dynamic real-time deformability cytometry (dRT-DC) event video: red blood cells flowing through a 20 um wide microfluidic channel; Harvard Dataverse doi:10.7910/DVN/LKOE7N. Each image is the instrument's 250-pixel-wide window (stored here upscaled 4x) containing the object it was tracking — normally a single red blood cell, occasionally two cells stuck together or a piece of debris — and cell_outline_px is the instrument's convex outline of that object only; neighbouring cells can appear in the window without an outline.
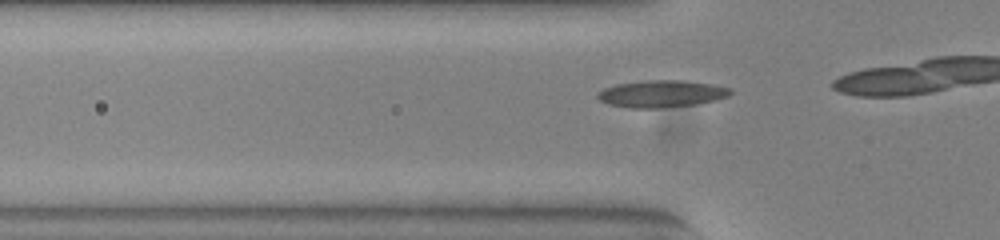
{"species": "common noctule bat (a hibernating species)", "species_latin": "Nyctalus noctula", "temperature_condition": "warm", "stored_images_in_passage": 11, "camera_frame_rate_fps": 3000, "um_per_image_px": 0.085, "animal": {"sex": "female", "body_mass_g": 23.0, "forearm_length_mm": 53.4}, "frame": {"image": 1, "passage_image": 8, "time_ms": 2.333, "image_size_px": [1000, 240], "cell_outline_px": [[732, 92], [728, 96], [716, 100], [696, 104], [660, 108], [632, 108], [608, 104], [600, 100], [596, 96], [604, 88], [616, 84], [644, 80], [684, 80], [712, 84], [732, 88]], "centroid_in_image_um": [56.25, 7.96], "position_along_channel_um": 69.5, "area_um2": 20.98}}